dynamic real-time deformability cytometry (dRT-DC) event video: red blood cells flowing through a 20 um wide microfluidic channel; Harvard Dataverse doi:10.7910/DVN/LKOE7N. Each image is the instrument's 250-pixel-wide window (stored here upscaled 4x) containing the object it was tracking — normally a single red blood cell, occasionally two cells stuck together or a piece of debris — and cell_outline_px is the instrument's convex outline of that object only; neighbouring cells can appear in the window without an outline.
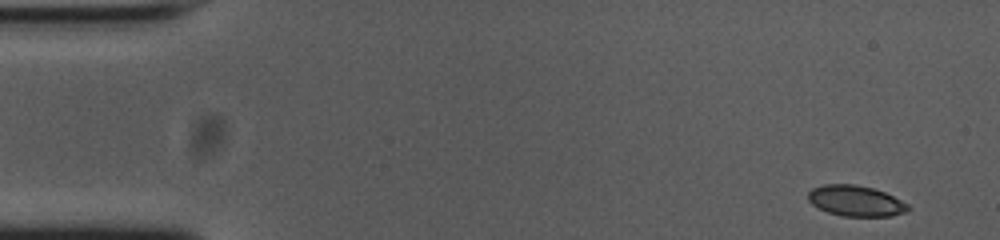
{"species": "common noctule bat (a hibernating species)", "species_latin": "Nyctalus noctula", "temperature_condition": "cold", "stored_images_in_passage": 52, "camera_frame_rate_fps": 3000, "um_per_image_px": 0.085, "animal": {"sex": "female", "body_mass_g": 23.0, "forearm_length_mm": 53.4}, "frame": {"image": 1, "passage_image": 1, "time_ms": 0.0, "image_size_px": [1000, 240], "cell_outline_px": [[912, 208], [908, 212], [892, 216], [844, 216], [828, 212], [812, 204], [808, 200], [808, 192], [812, 188], [824, 184], [852, 184], [872, 188], [884, 192], [908, 204]], "centroid_in_image_um": [72.76, 17.08], "position_along_channel_um": 12.2, "area_um2": 17.86}}
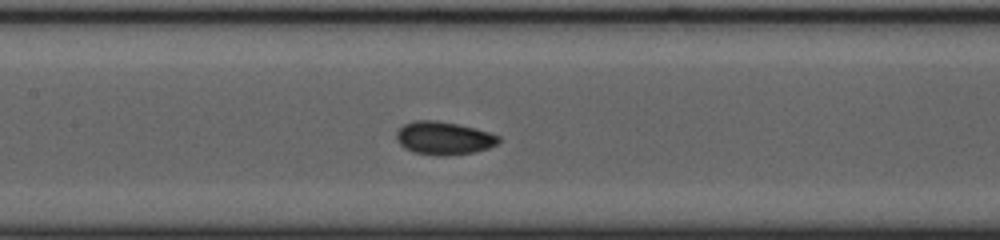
{"frame": {"image": 2, "passage_image": 23, "time_ms": 7.333, "image_size_px": [1000, 240], "cell_outline_px": [[500, 140], [496, 144], [488, 148], [472, 152], [444, 156], [436, 156], [416, 152], [404, 148], [396, 140], [396, 132], [404, 124], [412, 120], [436, 120], [460, 124], [476, 128], [500, 136]], "centroid_in_image_um": [37.7, 11.73], "position_along_channel_um": 169.7, "area_um2": 19.77}}
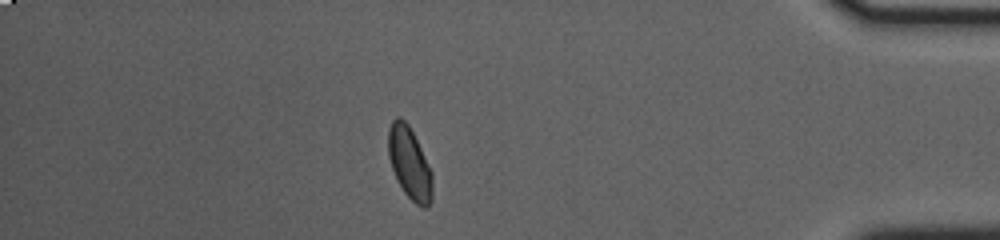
{"frame": {"image": 3, "passage_image": 45, "time_ms": 14.667, "image_size_px": [1000, 240], "cell_outline_px": [[432, 200], [424, 208], [416, 204], [404, 192], [396, 180], [388, 156], [388, 128], [392, 120], [396, 116], [400, 116], [408, 124], [432, 172]], "centroid_in_image_um": [34.78, 13.86], "position_along_channel_um": 400.4, "area_um2": 18.38}, "authors_computed_cell_mechanics": {"area_um2": 18.3804, "velocity_mm_per_s": 3.7348, "shape_relaxation_time_tau1_ms": 2.826, "shape_relaxation_time_tau2_ms": 1.1445, "deformation_change_tau1": 0.0873, "deformation_change_tau2": 0.0352}}